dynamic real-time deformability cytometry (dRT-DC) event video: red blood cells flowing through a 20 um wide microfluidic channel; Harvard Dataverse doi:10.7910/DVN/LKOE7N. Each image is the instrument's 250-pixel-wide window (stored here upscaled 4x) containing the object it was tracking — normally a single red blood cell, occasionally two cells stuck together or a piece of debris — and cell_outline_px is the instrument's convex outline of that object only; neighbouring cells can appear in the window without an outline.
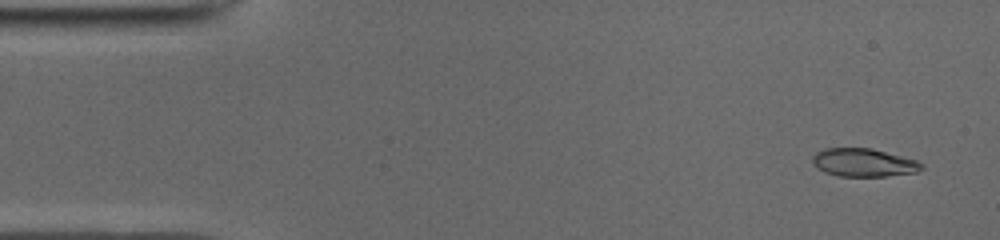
{"species": "common noctule bat (a hibernating species)", "species_latin": "Nyctalus noctula", "temperature_condition": "cold", "stored_images_in_passage": 50, "camera_frame_rate_fps": 3000, "um_per_image_px": 0.085, "animal": {"sex": "male", "body_mass_g": 19.0, "forearm_length_mm": 50.8}, "frame": {"image": 1, "passage_image": 3, "time_ms": 0.667, "image_size_px": [1000, 240], "cell_outline_px": [[924, 168], [916, 172], [884, 176], [840, 176], [824, 172], [812, 164], [812, 156], [816, 152], [824, 148], [872, 148], [916, 160], [924, 164]], "centroid_in_image_um": [73.39, 13.81], "position_along_channel_um": 11.6, "area_um2": 17.92}}
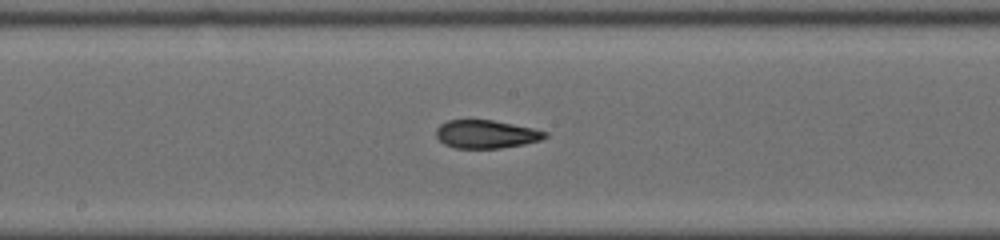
{"frame": {"image": 2, "passage_image": 26, "time_ms": 8.333, "image_size_px": [1000, 240], "cell_outline_px": [[548, 136], [540, 140], [524, 144], [500, 148], [456, 148], [444, 144], [436, 136], [436, 128], [440, 124], [448, 120], [492, 120], [532, 128], [548, 132]], "centroid_in_image_um": [41.31, 11.4], "position_along_channel_um": 206.9, "area_um2": 17.8}}
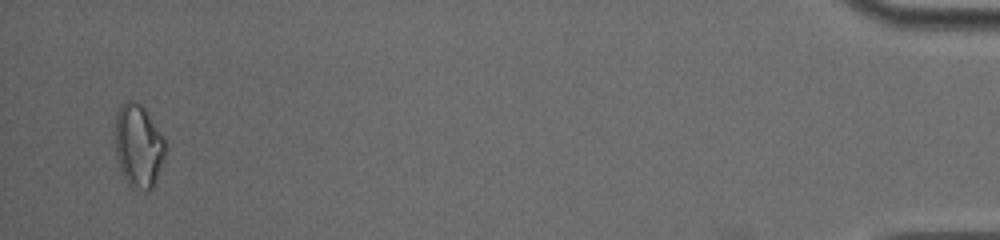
{"frame": {"image": 3, "passage_image": 49, "time_ms": 16.0, "image_size_px": [1000, 240], "cell_outline_px": [[168, 148], [156, 180], [152, 188], [148, 192], [128, 184], [120, 168], [116, 156], [112, 132], [116, 116], [120, 104], [128, 100], [132, 100], [140, 104], [144, 108], [164, 140]], "centroid_in_image_um": [11.73, 12.38], "position_along_channel_um": 423.5, "area_um2": 24.62}, "authors_computed_cell_mechanics": {"area_um2": 18.4093, "velocity_mm_per_s": 3.9586, "shape_relaxation_time_tau1_ms": null, "shape_relaxation_time_tau2_ms": 1.7536, "deformation_change_tau1": null, "deformation_change_tau2": 0.076}}